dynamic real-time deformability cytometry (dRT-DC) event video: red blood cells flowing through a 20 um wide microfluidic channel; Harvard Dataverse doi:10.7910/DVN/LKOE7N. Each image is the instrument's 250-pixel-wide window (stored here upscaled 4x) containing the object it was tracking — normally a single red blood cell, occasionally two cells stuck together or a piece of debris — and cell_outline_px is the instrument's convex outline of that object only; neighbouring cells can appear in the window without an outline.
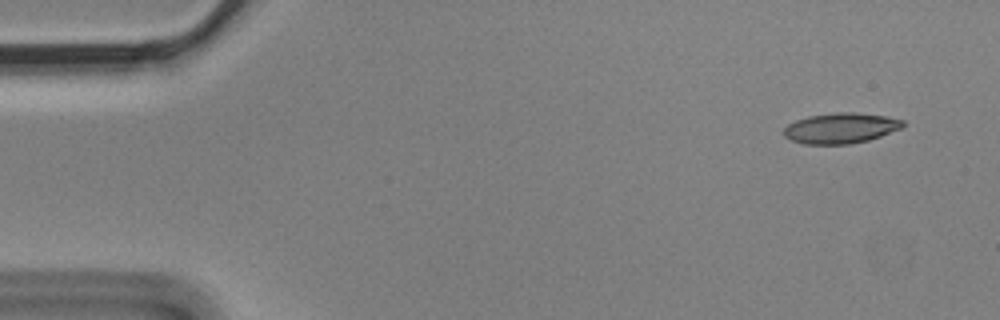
{"species": "Egyptian fruit bat (a non-hibernating species)", "species_latin": "Rousettus aegyptiacus", "temperature_condition": "cold", "stored_images_in_passage": 6, "camera_frame_rate_fps": 3000, "um_per_image_px": 0.085, "animal": {"sex": "male"}, "frame": {"image": 1, "passage_image": 1, "time_ms": 0.0, "image_size_px": [1000, 320], "cell_outline_px": [[904, 124], [900, 128], [880, 136], [868, 140], [848, 144], [804, 144], [792, 140], [784, 136], [784, 128], [788, 124], [796, 120], [808, 116], [836, 112], [852, 112], [888, 116], [904, 120]], "centroid_in_image_um": [71.45, 10.88], "position_along_channel_um": 13.5, "area_um2": 21.04}}
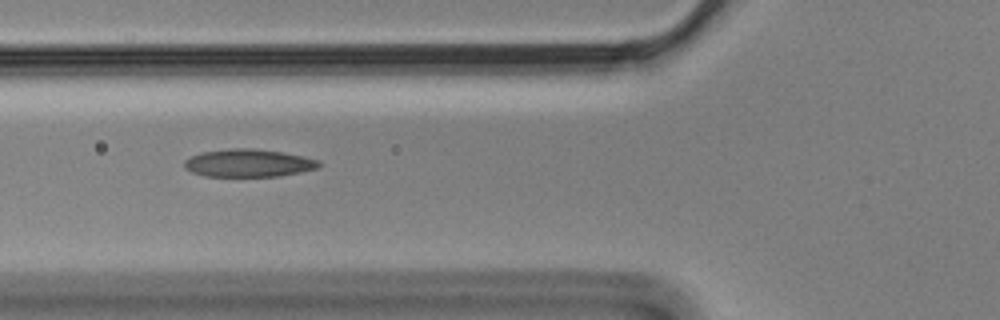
{"frame": {"image": 2, "passage_image": 5, "time_ms": 1.333, "image_size_px": [1000, 320], "cell_outline_px": [[320, 164], [316, 168], [300, 172], [276, 176], [204, 176], [192, 172], [184, 168], [184, 160], [192, 156], [204, 152], [232, 148], [252, 148], [280, 152], [304, 156], [320, 160]], "centroid_in_image_um": [21.11, 13.86], "position_along_channel_um": 104.7, "area_um2": 21.56}}
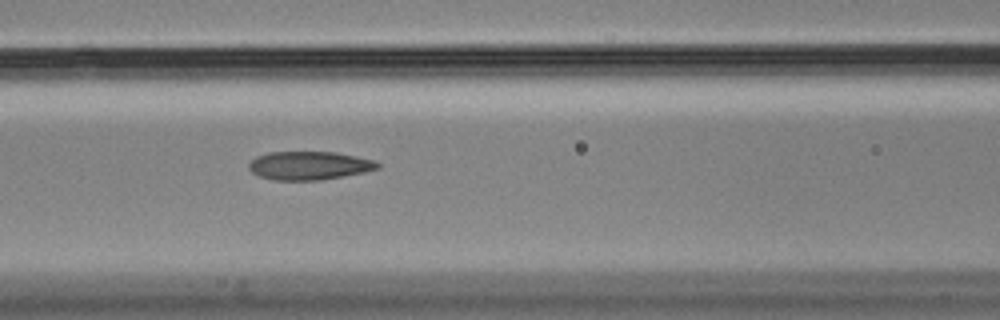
{"frame": {"image": 3, "passage_image": 6, "time_ms": 1.667, "image_size_px": [1000, 320], "cell_outline_px": [[380, 168], [364, 172], [320, 180], [276, 180], [260, 176], [252, 172], [248, 168], [248, 164], [256, 156], [268, 152], [332, 152], [356, 156], [372, 160], [380, 164]], "centroid_in_image_um": [26.26, 14.07], "position_along_channel_um": 140.3, "area_um2": 21.15}}